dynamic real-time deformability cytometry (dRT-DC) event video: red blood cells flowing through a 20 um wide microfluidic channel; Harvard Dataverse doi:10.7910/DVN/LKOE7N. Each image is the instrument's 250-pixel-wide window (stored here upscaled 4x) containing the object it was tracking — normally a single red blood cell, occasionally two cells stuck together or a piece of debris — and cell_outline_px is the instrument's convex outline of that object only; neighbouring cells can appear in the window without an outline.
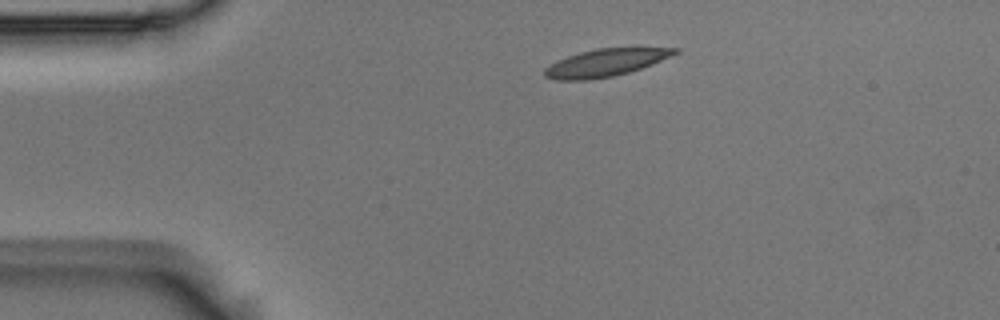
{"species": "Egyptian fruit bat (a non-hibernating species)", "species_latin": "Rousettus aegyptiacus", "temperature_condition": "room temperature", "stored_images_in_passage": 4, "camera_frame_rate_fps": 3000, "um_per_image_px": 0.085, "animal": {"sex": "male"}, "frame": {"image": 1, "passage_image": 1, "time_ms": 0.0, "image_size_px": [1000, 320], "cell_outline_px": [[680, 52], [640, 68], [628, 72], [612, 76], [588, 80], [556, 80], [544, 76], [544, 68], [556, 60], [580, 52], [596, 48], [680, 48]], "centroid_in_image_um": [51.41, 5.33], "position_along_channel_um": 33.6, "area_um2": 20.58}}
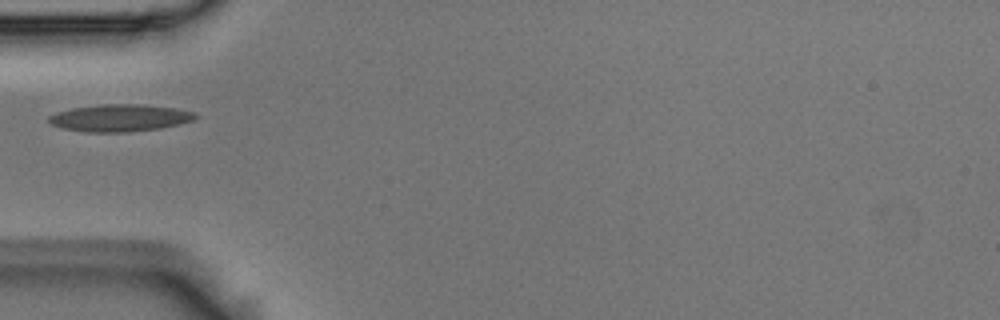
{"frame": {"image": 2, "passage_image": 3, "time_ms": 0.667, "image_size_px": [1000, 320], "cell_outline_px": [[196, 116], [192, 120], [180, 124], [160, 128], [124, 132], [88, 132], [60, 128], [52, 124], [48, 120], [48, 116], [72, 108], [100, 104], [140, 104], [176, 108], [196, 112]], "centroid_in_image_um": [10.19, 10.02], "position_along_channel_um": 74.8, "area_um2": 23.06}}
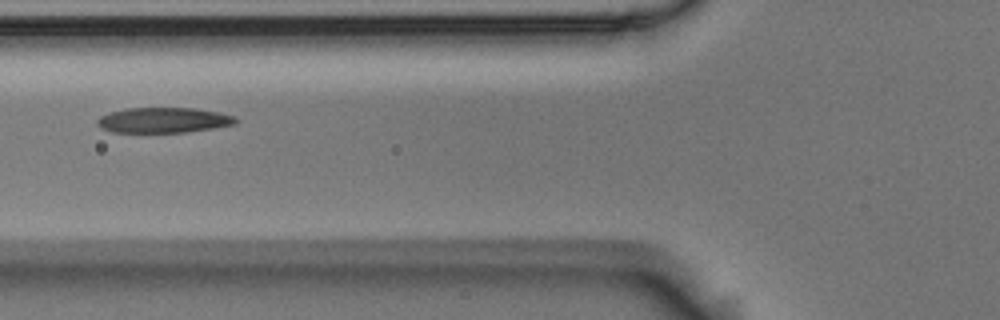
{"frame": {"image": 3, "passage_image": 4, "time_ms": 1.0, "image_size_px": [1000, 320], "cell_outline_px": [[240, 120], [236, 124], [188, 132], [112, 132], [100, 128], [96, 124], [96, 120], [100, 116], [112, 112], [128, 108], [196, 108], [220, 112], [232, 116]], "centroid_in_image_um": [13.91, 10.21], "position_along_channel_um": 111.9, "area_um2": 20.46}}